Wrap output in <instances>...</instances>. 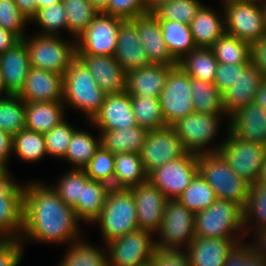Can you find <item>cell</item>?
<instances>
[{"label": "cell", "mask_w": 266, "mask_h": 266, "mask_svg": "<svg viewBox=\"0 0 266 266\" xmlns=\"http://www.w3.org/2000/svg\"><path fill=\"white\" fill-rule=\"evenodd\" d=\"M38 24L41 29L36 34L61 36V32L64 30L68 32V24L66 11L63 7V3L58 2L48 7L37 10L35 17L30 23Z\"/></svg>", "instance_id": "obj_45"}, {"label": "cell", "mask_w": 266, "mask_h": 266, "mask_svg": "<svg viewBox=\"0 0 266 266\" xmlns=\"http://www.w3.org/2000/svg\"><path fill=\"white\" fill-rule=\"evenodd\" d=\"M59 197L70 207H74L81 199L82 193V169H71L60 176L52 185Z\"/></svg>", "instance_id": "obj_49"}, {"label": "cell", "mask_w": 266, "mask_h": 266, "mask_svg": "<svg viewBox=\"0 0 266 266\" xmlns=\"http://www.w3.org/2000/svg\"><path fill=\"white\" fill-rule=\"evenodd\" d=\"M12 155L24 163H37L47 155L42 133L23 129L13 136Z\"/></svg>", "instance_id": "obj_39"}, {"label": "cell", "mask_w": 266, "mask_h": 266, "mask_svg": "<svg viewBox=\"0 0 266 266\" xmlns=\"http://www.w3.org/2000/svg\"><path fill=\"white\" fill-rule=\"evenodd\" d=\"M159 100L167 126L195 112L190 76L179 65L170 70Z\"/></svg>", "instance_id": "obj_13"}, {"label": "cell", "mask_w": 266, "mask_h": 266, "mask_svg": "<svg viewBox=\"0 0 266 266\" xmlns=\"http://www.w3.org/2000/svg\"><path fill=\"white\" fill-rule=\"evenodd\" d=\"M218 64L212 49L204 47H197L178 62L191 78L205 82H214Z\"/></svg>", "instance_id": "obj_37"}, {"label": "cell", "mask_w": 266, "mask_h": 266, "mask_svg": "<svg viewBox=\"0 0 266 266\" xmlns=\"http://www.w3.org/2000/svg\"><path fill=\"white\" fill-rule=\"evenodd\" d=\"M65 118L50 131L44 133L47 155L57 160H63L74 131L77 129Z\"/></svg>", "instance_id": "obj_48"}, {"label": "cell", "mask_w": 266, "mask_h": 266, "mask_svg": "<svg viewBox=\"0 0 266 266\" xmlns=\"http://www.w3.org/2000/svg\"><path fill=\"white\" fill-rule=\"evenodd\" d=\"M219 153L232 170L249 184L257 182L266 156V147L254 142L242 141L228 130Z\"/></svg>", "instance_id": "obj_11"}, {"label": "cell", "mask_w": 266, "mask_h": 266, "mask_svg": "<svg viewBox=\"0 0 266 266\" xmlns=\"http://www.w3.org/2000/svg\"><path fill=\"white\" fill-rule=\"evenodd\" d=\"M225 32L247 43L266 35L262 3L220 0Z\"/></svg>", "instance_id": "obj_8"}, {"label": "cell", "mask_w": 266, "mask_h": 266, "mask_svg": "<svg viewBox=\"0 0 266 266\" xmlns=\"http://www.w3.org/2000/svg\"><path fill=\"white\" fill-rule=\"evenodd\" d=\"M263 12H264V22H265V31H266V0L262 3Z\"/></svg>", "instance_id": "obj_69"}, {"label": "cell", "mask_w": 266, "mask_h": 266, "mask_svg": "<svg viewBox=\"0 0 266 266\" xmlns=\"http://www.w3.org/2000/svg\"><path fill=\"white\" fill-rule=\"evenodd\" d=\"M227 114L192 113L171 125L180 138L184 149L195 154L217 153L223 140L211 143L218 137L221 125ZM222 120V121H221ZM220 121V122H219ZM219 129V130H218ZM213 144V145H212ZM212 145V146H211Z\"/></svg>", "instance_id": "obj_7"}, {"label": "cell", "mask_w": 266, "mask_h": 266, "mask_svg": "<svg viewBox=\"0 0 266 266\" xmlns=\"http://www.w3.org/2000/svg\"><path fill=\"white\" fill-rule=\"evenodd\" d=\"M66 11L68 32L71 39H77L99 14L89 0H62Z\"/></svg>", "instance_id": "obj_40"}, {"label": "cell", "mask_w": 266, "mask_h": 266, "mask_svg": "<svg viewBox=\"0 0 266 266\" xmlns=\"http://www.w3.org/2000/svg\"><path fill=\"white\" fill-rule=\"evenodd\" d=\"M63 101L26 103L25 129L46 133L66 117Z\"/></svg>", "instance_id": "obj_30"}, {"label": "cell", "mask_w": 266, "mask_h": 266, "mask_svg": "<svg viewBox=\"0 0 266 266\" xmlns=\"http://www.w3.org/2000/svg\"><path fill=\"white\" fill-rule=\"evenodd\" d=\"M174 66L150 64L127 72L126 92L130 96L146 94L148 99H159L170 70Z\"/></svg>", "instance_id": "obj_25"}, {"label": "cell", "mask_w": 266, "mask_h": 266, "mask_svg": "<svg viewBox=\"0 0 266 266\" xmlns=\"http://www.w3.org/2000/svg\"><path fill=\"white\" fill-rule=\"evenodd\" d=\"M154 233L137 229L107 244L108 266H144L156 248Z\"/></svg>", "instance_id": "obj_12"}, {"label": "cell", "mask_w": 266, "mask_h": 266, "mask_svg": "<svg viewBox=\"0 0 266 266\" xmlns=\"http://www.w3.org/2000/svg\"><path fill=\"white\" fill-rule=\"evenodd\" d=\"M155 237L156 246L162 249H186L195 238L194 213L177 199L167 200Z\"/></svg>", "instance_id": "obj_9"}, {"label": "cell", "mask_w": 266, "mask_h": 266, "mask_svg": "<svg viewBox=\"0 0 266 266\" xmlns=\"http://www.w3.org/2000/svg\"><path fill=\"white\" fill-rule=\"evenodd\" d=\"M30 67L28 49L22 40L0 54V71L8 94L18 95L21 92Z\"/></svg>", "instance_id": "obj_24"}, {"label": "cell", "mask_w": 266, "mask_h": 266, "mask_svg": "<svg viewBox=\"0 0 266 266\" xmlns=\"http://www.w3.org/2000/svg\"><path fill=\"white\" fill-rule=\"evenodd\" d=\"M18 95L25 103L63 101V75L30 67L24 88Z\"/></svg>", "instance_id": "obj_22"}, {"label": "cell", "mask_w": 266, "mask_h": 266, "mask_svg": "<svg viewBox=\"0 0 266 266\" xmlns=\"http://www.w3.org/2000/svg\"><path fill=\"white\" fill-rule=\"evenodd\" d=\"M194 232L197 237L247 239L243 207L234 201L216 199L209 208L194 213Z\"/></svg>", "instance_id": "obj_3"}, {"label": "cell", "mask_w": 266, "mask_h": 266, "mask_svg": "<svg viewBox=\"0 0 266 266\" xmlns=\"http://www.w3.org/2000/svg\"><path fill=\"white\" fill-rule=\"evenodd\" d=\"M231 1L263 3L265 0H231Z\"/></svg>", "instance_id": "obj_68"}, {"label": "cell", "mask_w": 266, "mask_h": 266, "mask_svg": "<svg viewBox=\"0 0 266 266\" xmlns=\"http://www.w3.org/2000/svg\"><path fill=\"white\" fill-rule=\"evenodd\" d=\"M130 21L137 27L140 41L152 64L178 65L165 44L159 20L153 13L138 16Z\"/></svg>", "instance_id": "obj_21"}, {"label": "cell", "mask_w": 266, "mask_h": 266, "mask_svg": "<svg viewBox=\"0 0 266 266\" xmlns=\"http://www.w3.org/2000/svg\"><path fill=\"white\" fill-rule=\"evenodd\" d=\"M86 66L97 86L106 94L126 91L127 73L114 56L77 54Z\"/></svg>", "instance_id": "obj_18"}, {"label": "cell", "mask_w": 266, "mask_h": 266, "mask_svg": "<svg viewBox=\"0 0 266 266\" xmlns=\"http://www.w3.org/2000/svg\"><path fill=\"white\" fill-rule=\"evenodd\" d=\"M105 96L106 93L97 86L86 66L76 58L63 76L65 107L83 112L84 120L91 122L101 110Z\"/></svg>", "instance_id": "obj_2"}, {"label": "cell", "mask_w": 266, "mask_h": 266, "mask_svg": "<svg viewBox=\"0 0 266 266\" xmlns=\"http://www.w3.org/2000/svg\"><path fill=\"white\" fill-rule=\"evenodd\" d=\"M13 177L12 173L7 172L1 165H0V182H8Z\"/></svg>", "instance_id": "obj_66"}, {"label": "cell", "mask_w": 266, "mask_h": 266, "mask_svg": "<svg viewBox=\"0 0 266 266\" xmlns=\"http://www.w3.org/2000/svg\"><path fill=\"white\" fill-rule=\"evenodd\" d=\"M62 0H37V10L48 7L52 4L61 2Z\"/></svg>", "instance_id": "obj_64"}, {"label": "cell", "mask_w": 266, "mask_h": 266, "mask_svg": "<svg viewBox=\"0 0 266 266\" xmlns=\"http://www.w3.org/2000/svg\"><path fill=\"white\" fill-rule=\"evenodd\" d=\"M111 186L91 180L82 169L81 199L73 207L77 219L91 225L103 209Z\"/></svg>", "instance_id": "obj_28"}, {"label": "cell", "mask_w": 266, "mask_h": 266, "mask_svg": "<svg viewBox=\"0 0 266 266\" xmlns=\"http://www.w3.org/2000/svg\"><path fill=\"white\" fill-rule=\"evenodd\" d=\"M80 222L50 183L39 180L25 182L23 197V227L20 240L68 245L83 237Z\"/></svg>", "instance_id": "obj_1"}, {"label": "cell", "mask_w": 266, "mask_h": 266, "mask_svg": "<svg viewBox=\"0 0 266 266\" xmlns=\"http://www.w3.org/2000/svg\"><path fill=\"white\" fill-rule=\"evenodd\" d=\"M13 137L6 131L0 130V165L9 173L8 163L12 156Z\"/></svg>", "instance_id": "obj_57"}, {"label": "cell", "mask_w": 266, "mask_h": 266, "mask_svg": "<svg viewBox=\"0 0 266 266\" xmlns=\"http://www.w3.org/2000/svg\"><path fill=\"white\" fill-rule=\"evenodd\" d=\"M26 103L19 95L0 98V130L12 137L25 129Z\"/></svg>", "instance_id": "obj_42"}, {"label": "cell", "mask_w": 266, "mask_h": 266, "mask_svg": "<svg viewBox=\"0 0 266 266\" xmlns=\"http://www.w3.org/2000/svg\"><path fill=\"white\" fill-rule=\"evenodd\" d=\"M184 149L180 138L171 126L149 130L142 146L140 157L144 169L149 174L156 168L182 156Z\"/></svg>", "instance_id": "obj_15"}, {"label": "cell", "mask_w": 266, "mask_h": 266, "mask_svg": "<svg viewBox=\"0 0 266 266\" xmlns=\"http://www.w3.org/2000/svg\"><path fill=\"white\" fill-rule=\"evenodd\" d=\"M216 199L215 191L198 172L177 200L189 211L196 213L209 208Z\"/></svg>", "instance_id": "obj_43"}, {"label": "cell", "mask_w": 266, "mask_h": 266, "mask_svg": "<svg viewBox=\"0 0 266 266\" xmlns=\"http://www.w3.org/2000/svg\"><path fill=\"white\" fill-rule=\"evenodd\" d=\"M19 11L31 21L37 13V0H14Z\"/></svg>", "instance_id": "obj_60"}, {"label": "cell", "mask_w": 266, "mask_h": 266, "mask_svg": "<svg viewBox=\"0 0 266 266\" xmlns=\"http://www.w3.org/2000/svg\"><path fill=\"white\" fill-rule=\"evenodd\" d=\"M198 173V154L186 151L148 174V180L168 200H176Z\"/></svg>", "instance_id": "obj_10"}, {"label": "cell", "mask_w": 266, "mask_h": 266, "mask_svg": "<svg viewBox=\"0 0 266 266\" xmlns=\"http://www.w3.org/2000/svg\"><path fill=\"white\" fill-rule=\"evenodd\" d=\"M223 266H266V261L255 252L251 241L245 239L233 245Z\"/></svg>", "instance_id": "obj_51"}, {"label": "cell", "mask_w": 266, "mask_h": 266, "mask_svg": "<svg viewBox=\"0 0 266 266\" xmlns=\"http://www.w3.org/2000/svg\"><path fill=\"white\" fill-rule=\"evenodd\" d=\"M89 1L99 12H103L107 8L110 0H89Z\"/></svg>", "instance_id": "obj_63"}, {"label": "cell", "mask_w": 266, "mask_h": 266, "mask_svg": "<svg viewBox=\"0 0 266 266\" xmlns=\"http://www.w3.org/2000/svg\"><path fill=\"white\" fill-rule=\"evenodd\" d=\"M132 110L138 126L148 130L166 127L159 99H148L146 94L130 96Z\"/></svg>", "instance_id": "obj_44"}, {"label": "cell", "mask_w": 266, "mask_h": 266, "mask_svg": "<svg viewBox=\"0 0 266 266\" xmlns=\"http://www.w3.org/2000/svg\"><path fill=\"white\" fill-rule=\"evenodd\" d=\"M257 182L266 185V156L264 158V162L261 167V172H260Z\"/></svg>", "instance_id": "obj_65"}, {"label": "cell", "mask_w": 266, "mask_h": 266, "mask_svg": "<svg viewBox=\"0 0 266 266\" xmlns=\"http://www.w3.org/2000/svg\"><path fill=\"white\" fill-rule=\"evenodd\" d=\"M28 49L31 67L65 74L77 58L76 39L31 34L21 39Z\"/></svg>", "instance_id": "obj_5"}, {"label": "cell", "mask_w": 266, "mask_h": 266, "mask_svg": "<svg viewBox=\"0 0 266 266\" xmlns=\"http://www.w3.org/2000/svg\"><path fill=\"white\" fill-rule=\"evenodd\" d=\"M190 28L195 45L210 48L225 33L224 12L203 4Z\"/></svg>", "instance_id": "obj_29"}, {"label": "cell", "mask_w": 266, "mask_h": 266, "mask_svg": "<svg viewBox=\"0 0 266 266\" xmlns=\"http://www.w3.org/2000/svg\"><path fill=\"white\" fill-rule=\"evenodd\" d=\"M242 240L195 236L186 248L191 266H223L230 249Z\"/></svg>", "instance_id": "obj_27"}, {"label": "cell", "mask_w": 266, "mask_h": 266, "mask_svg": "<svg viewBox=\"0 0 266 266\" xmlns=\"http://www.w3.org/2000/svg\"><path fill=\"white\" fill-rule=\"evenodd\" d=\"M203 4L200 0H169L157 8L153 14L158 20L190 24Z\"/></svg>", "instance_id": "obj_46"}, {"label": "cell", "mask_w": 266, "mask_h": 266, "mask_svg": "<svg viewBox=\"0 0 266 266\" xmlns=\"http://www.w3.org/2000/svg\"><path fill=\"white\" fill-rule=\"evenodd\" d=\"M125 20L99 12L76 39L77 54L114 56L120 25Z\"/></svg>", "instance_id": "obj_14"}, {"label": "cell", "mask_w": 266, "mask_h": 266, "mask_svg": "<svg viewBox=\"0 0 266 266\" xmlns=\"http://www.w3.org/2000/svg\"><path fill=\"white\" fill-rule=\"evenodd\" d=\"M247 65L219 63L214 78V84L218 90L223 94L228 88L234 85L238 78V71H243Z\"/></svg>", "instance_id": "obj_55"}, {"label": "cell", "mask_w": 266, "mask_h": 266, "mask_svg": "<svg viewBox=\"0 0 266 266\" xmlns=\"http://www.w3.org/2000/svg\"><path fill=\"white\" fill-rule=\"evenodd\" d=\"M148 181V173L144 169L140 153L115 154V172L113 189H131Z\"/></svg>", "instance_id": "obj_32"}, {"label": "cell", "mask_w": 266, "mask_h": 266, "mask_svg": "<svg viewBox=\"0 0 266 266\" xmlns=\"http://www.w3.org/2000/svg\"><path fill=\"white\" fill-rule=\"evenodd\" d=\"M253 102L266 110V79L261 83Z\"/></svg>", "instance_id": "obj_61"}, {"label": "cell", "mask_w": 266, "mask_h": 266, "mask_svg": "<svg viewBox=\"0 0 266 266\" xmlns=\"http://www.w3.org/2000/svg\"><path fill=\"white\" fill-rule=\"evenodd\" d=\"M99 135V136H98ZM101 146L100 133L94 136L84 129H76L72 135L66 155L63 160L69 163L71 169H83Z\"/></svg>", "instance_id": "obj_36"}, {"label": "cell", "mask_w": 266, "mask_h": 266, "mask_svg": "<svg viewBox=\"0 0 266 266\" xmlns=\"http://www.w3.org/2000/svg\"><path fill=\"white\" fill-rule=\"evenodd\" d=\"M83 170L91 180L108 184L113 189L115 155L110 151L100 146Z\"/></svg>", "instance_id": "obj_47"}, {"label": "cell", "mask_w": 266, "mask_h": 266, "mask_svg": "<svg viewBox=\"0 0 266 266\" xmlns=\"http://www.w3.org/2000/svg\"><path fill=\"white\" fill-rule=\"evenodd\" d=\"M129 190L135 199L139 229L156 234L160 228L168 199L149 180Z\"/></svg>", "instance_id": "obj_17"}, {"label": "cell", "mask_w": 266, "mask_h": 266, "mask_svg": "<svg viewBox=\"0 0 266 266\" xmlns=\"http://www.w3.org/2000/svg\"><path fill=\"white\" fill-rule=\"evenodd\" d=\"M190 88L196 113L226 114L223 94L214 82H205L190 77Z\"/></svg>", "instance_id": "obj_38"}, {"label": "cell", "mask_w": 266, "mask_h": 266, "mask_svg": "<svg viewBox=\"0 0 266 266\" xmlns=\"http://www.w3.org/2000/svg\"><path fill=\"white\" fill-rule=\"evenodd\" d=\"M250 63L253 64L266 79V35L249 44Z\"/></svg>", "instance_id": "obj_56"}, {"label": "cell", "mask_w": 266, "mask_h": 266, "mask_svg": "<svg viewBox=\"0 0 266 266\" xmlns=\"http://www.w3.org/2000/svg\"><path fill=\"white\" fill-rule=\"evenodd\" d=\"M12 177L0 189V238L20 239L23 227L24 183Z\"/></svg>", "instance_id": "obj_16"}, {"label": "cell", "mask_w": 266, "mask_h": 266, "mask_svg": "<svg viewBox=\"0 0 266 266\" xmlns=\"http://www.w3.org/2000/svg\"><path fill=\"white\" fill-rule=\"evenodd\" d=\"M252 235V245L255 249V252L266 261V228H262Z\"/></svg>", "instance_id": "obj_59"}, {"label": "cell", "mask_w": 266, "mask_h": 266, "mask_svg": "<svg viewBox=\"0 0 266 266\" xmlns=\"http://www.w3.org/2000/svg\"><path fill=\"white\" fill-rule=\"evenodd\" d=\"M168 1L169 0H145L147 13H153L157 8Z\"/></svg>", "instance_id": "obj_62"}, {"label": "cell", "mask_w": 266, "mask_h": 266, "mask_svg": "<svg viewBox=\"0 0 266 266\" xmlns=\"http://www.w3.org/2000/svg\"><path fill=\"white\" fill-rule=\"evenodd\" d=\"M198 172L215 191L217 199L245 206L250 184L231 169L219 152L198 154Z\"/></svg>", "instance_id": "obj_6"}, {"label": "cell", "mask_w": 266, "mask_h": 266, "mask_svg": "<svg viewBox=\"0 0 266 266\" xmlns=\"http://www.w3.org/2000/svg\"><path fill=\"white\" fill-rule=\"evenodd\" d=\"M226 130L242 141L266 147V110L254 102L229 116Z\"/></svg>", "instance_id": "obj_19"}, {"label": "cell", "mask_w": 266, "mask_h": 266, "mask_svg": "<svg viewBox=\"0 0 266 266\" xmlns=\"http://www.w3.org/2000/svg\"><path fill=\"white\" fill-rule=\"evenodd\" d=\"M102 13L123 20H132L147 14V9L145 0H110L107 8Z\"/></svg>", "instance_id": "obj_52"}, {"label": "cell", "mask_w": 266, "mask_h": 266, "mask_svg": "<svg viewBox=\"0 0 266 266\" xmlns=\"http://www.w3.org/2000/svg\"><path fill=\"white\" fill-rule=\"evenodd\" d=\"M24 248L20 239H1L0 266H19L23 259Z\"/></svg>", "instance_id": "obj_54"}, {"label": "cell", "mask_w": 266, "mask_h": 266, "mask_svg": "<svg viewBox=\"0 0 266 266\" xmlns=\"http://www.w3.org/2000/svg\"><path fill=\"white\" fill-rule=\"evenodd\" d=\"M9 95L5 90V84L3 81V77L0 71V98Z\"/></svg>", "instance_id": "obj_67"}, {"label": "cell", "mask_w": 266, "mask_h": 266, "mask_svg": "<svg viewBox=\"0 0 266 266\" xmlns=\"http://www.w3.org/2000/svg\"><path fill=\"white\" fill-rule=\"evenodd\" d=\"M88 123L97 130H115L137 126L130 95L126 91L106 94L101 110Z\"/></svg>", "instance_id": "obj_20"}, {"label": "cell", "mask_w": 266, "mask_h": 266, "mask_svg": "<svg viewBox=\"0 0 266 266\" xmlns=\"http://www.w3.org/2000/svg\"><path fill=\"white\" fill-rule=\"evenodd\" d=\"M114 57L126 73L152 64L140 41L137 27L130 20H125L119 27Z\"/></svg>", "instance_id": "obj_23"}, {"label": "cell", "mask_w": 266, "mask_h": 266, "mask_svg": "<svg viewBox=\"0 0 266 266\" xmlns=\"http://www.w3.org/2000/svg\"><path fill=\"white\" fill-rule=\"evenodd\" d=\"M159 24L165 44L177 62L197 48L193 40L190 24L168 20H159Z\"/></svg>", "instance_id": "obj_34"}, {"label": "cell", "mask_w": 266, "mask_h": 266, "mask_svg": "<svg viewBox=\"0 0 266 266\" xmlns=\"http://www.w3.org/2000/svg\"><path fill=\"white\" fill-rule=\"evenodd\" d=\"M67 246V252L65 251L63 259L57 266H108V252L105 245L99 247L81 237Z\"/></svg>", "instance_id": "obj_33"}, {"label": "cell", "mask_w": 266, "mask_h": 266, "mask_svg": "<svg viewBox=\"0 0 266 266\" xmlns=\"http://www.w3.org/2000/svg\"><path fill=\"white\" fill-rule=\"evenodd\" d=\"M20 41L21 38L16 33L0 27V54L13 48Z\"/></svg>", "instance_id": "obj_58"}, {"label": "cell", "mask_w": 266, "mask_h": 266, "mask_svg": "<svg viewBox=\"0 0 266 266\" xmlns=\"http://www.w3.org/2000/svg\"><path fill=\"white\" fill-rule=\"evenodd\" d=\"M243 225L246 237L266 228V185L259 182L250 184L249 195L243 207Z\"/></svg>", "instance_id": "obj_35"}, {"label": "cell", "mask_w": 266, "mask_h": 266, "mask_svg": "<svg viewBox=\"0 0 266 266\" xmlns=\"http://www.w3.org/2000/svg\"><path fill=\"white\" fill-rule=\"evenodd\" d=\"M149 263L151 266H191L186 249H162L158 246Z\"/></svg>", "instance_id": "obj_53"}, {"label": "cell", "mask_w": 266, "mask_h": 266, "mask_svg": "<svg viewBox=\"0 0 266 266\" xmlns=\"http://www.w3.org/2000/svg\"><path fill=\"white\" fill-rule=\"evenodd\" d=\"M263 81L264 77L251 63L243 71H238L234 85L223 93V106L227 116L252 103Z\"/></svg>", "instance_id": "obj_26"}, {"label": "cell", "mask_w": 266, "mask_h": 266, "mask_svg": "<svg viewBox=\"0 0 266 266\" xmlns=\"http://www.w3.org/2000/svg\"><path fill=\"white\" fill-rule=\"evenodd\" d=\"M133 193L127 189H111L103 209L91 224L98 225L105 245L139 229Z\"/></svg>", "instance_id": "obj_4"}, {"label": "cell", "mask_w": 266, "mask_h": 266, "mask_svg": "<svg viewBox=\"0 0 266 266\" xmlns=\"http://www.w3.org/2000/svg\"><path fill=\"white\" fill-rule=\"evenodd\" d=\"M7 182H0V189L6 184Z\"/></svg>", "instance_id": "obj_70"}, {"label": "cell", "mask_w": 266, "mask_h": 266, "mask_svg": "<svg viewBox=\"0 0 266 266\" xmlns=\"http://www.w3.org/2000/svg\"><path fill=\"white\" fill-rule=\"evenodd\" d=\"M30 21L19 11L14 0H0V27L16 33L21 39L27 34Z\"/></svg>", "instance_id": "obj_50"}, {"label": "cell", "mask_w": 266, "mask_h": 266, "mask_svg": "<svg viewBox=\"0 0 266 266\" xmlns=\"http://www.w3.org/2000/svg\"><path fill=\"white\" fill-rule=\"evenodd\" d=\"M101 146L111 153H140L149 130L140 126L115 130H97Z\"/></svg>", "instance_id": "obj_31"}, {"label": "cell", "mask_w": 266, "mask_h": 266, "mask_svg": "<svg viewBox=\"0 0 266 266\" xmlns=\"http://www.w3.org/2000/svg\"><path fill=\"white\" fill-rule=\"evenodd\" d=\"M222 64H249V43L226 32L210 47Z\"/></svg>", "instance_id": "obj_41"}]
</instances>
